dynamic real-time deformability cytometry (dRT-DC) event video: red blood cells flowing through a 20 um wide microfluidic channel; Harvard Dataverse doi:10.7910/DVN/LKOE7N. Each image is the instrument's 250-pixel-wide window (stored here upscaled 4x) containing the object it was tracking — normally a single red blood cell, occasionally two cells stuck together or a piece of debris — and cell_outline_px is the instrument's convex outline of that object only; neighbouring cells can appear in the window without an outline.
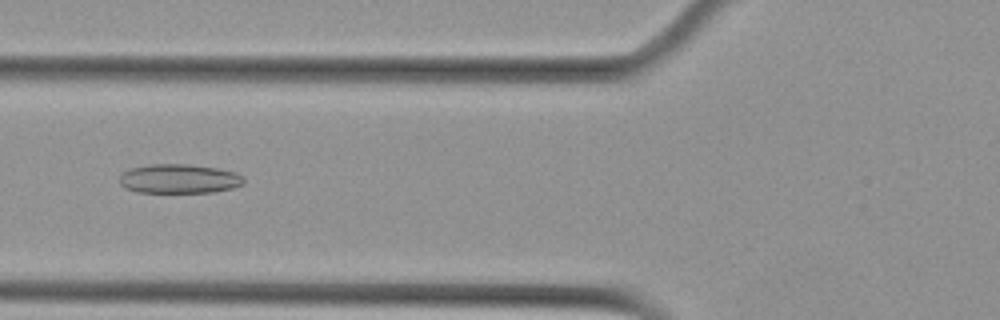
{"species": "Egyptian fruit bat (a non-hibernating species)", "species_latin": "Rousettus aegyptiacus", "temperature_condition": "cold", "stored_images_in_passage": 3, "camera_frame_rate_fps": 3000, "um_per_image_px": 0.085, "animal": {"sex": "female"}, "frame": {"image": 1, "passage_image": 3, "time_ms": 0.667, "image_size_px": [1000, 320], "cell_outline_px": [[244, 184], [232, 188], [212, 192], [136, 192], [124, 188], [120, 184], [120, 176], [128, 168], [148, 164], [188, 164], [216, 168], [236, 172], [244, 176]], "centroid_in_image_um": [15.21, 15.19], "position_along_channel_um": 110.6, "area_um2": 21.33}}